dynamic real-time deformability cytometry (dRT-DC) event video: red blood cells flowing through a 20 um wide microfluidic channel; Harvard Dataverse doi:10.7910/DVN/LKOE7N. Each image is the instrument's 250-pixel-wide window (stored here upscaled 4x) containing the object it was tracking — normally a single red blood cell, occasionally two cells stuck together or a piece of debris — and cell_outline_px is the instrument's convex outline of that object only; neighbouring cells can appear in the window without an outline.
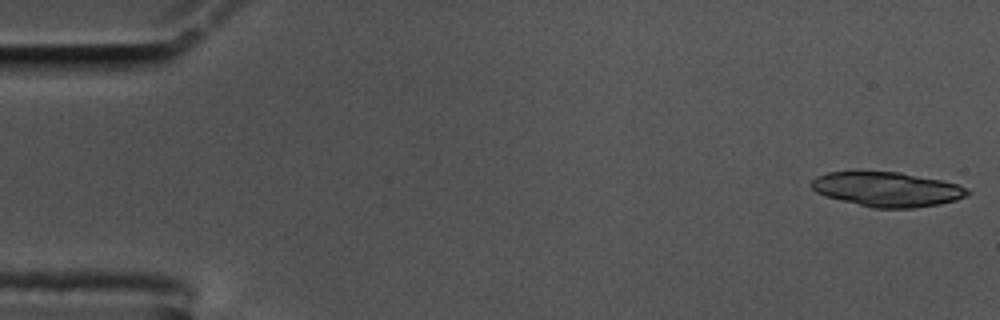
{"species": "common noctule bat (a hibernating species)", "species_latin": "Nyctalus noctula", "temperature_condition": "cold", "stored_images_in_passage": 55, "camera_frame_rate_fps": 3000, "um_per_image_px": 0.085, "animal": {"sex": "male", "body_mass_g": 17.5, "forearm_length_mm": 52.3}, "frame": {"image": 1, "passage_image": 1, "time_ms": 0.0, "image_size_px": [1000, 320], "cell_outline_px": [[972, 192], [968, 196], [956, 200], [940, 204], [912, 208], [872, 208], [828, 196], [816, 192], [812, 188], [812, 180], [816, 176], [828, 172], [900, 172], [940, 180], [956, 184], [968, 188]], "centroid_in_image_um": [75.46, 16.09], "position_along_channel_um": 9.5, "area_um2": 31.21}}
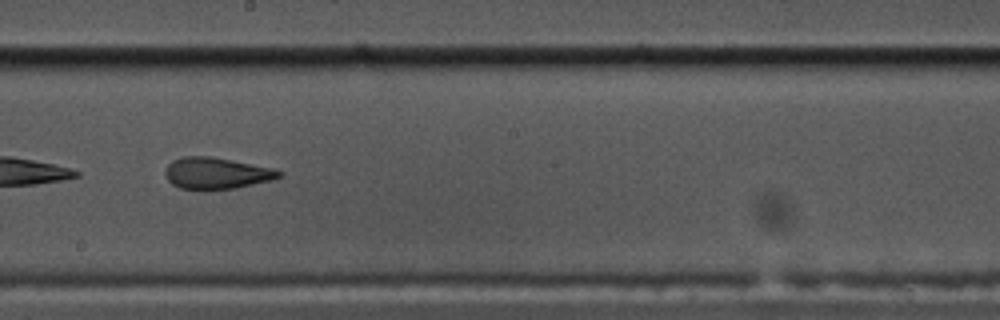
{"frame": {"image": 2, "passage_image": 31, "time_ms": 10.0, "image_size_px": [1000, 320], "cell_outline_px": [[284, 172], [280, 176], [272, 180], [236, 188], [180, 188], [172, 184], [168, 180], [164, 172], [168, 164], [172, 160], [184, 156], [208, 156], [272, 168]], "centroid_in_image_um": [18.38, 14.71], "position_along_channel_um": 229.8, "area_um2": 20.4}, "authors_computed_cell_mechanics": {"area_um2": 29.9404, "velocity_mm_per_s": 3.5616, "shape_relaxation_time_tau1_ms": null, "shape_relaxation_time_tau2_ms": 2.1716, "deformation_change_tau1": null, "deformation_change_tau2": 0.1088}}